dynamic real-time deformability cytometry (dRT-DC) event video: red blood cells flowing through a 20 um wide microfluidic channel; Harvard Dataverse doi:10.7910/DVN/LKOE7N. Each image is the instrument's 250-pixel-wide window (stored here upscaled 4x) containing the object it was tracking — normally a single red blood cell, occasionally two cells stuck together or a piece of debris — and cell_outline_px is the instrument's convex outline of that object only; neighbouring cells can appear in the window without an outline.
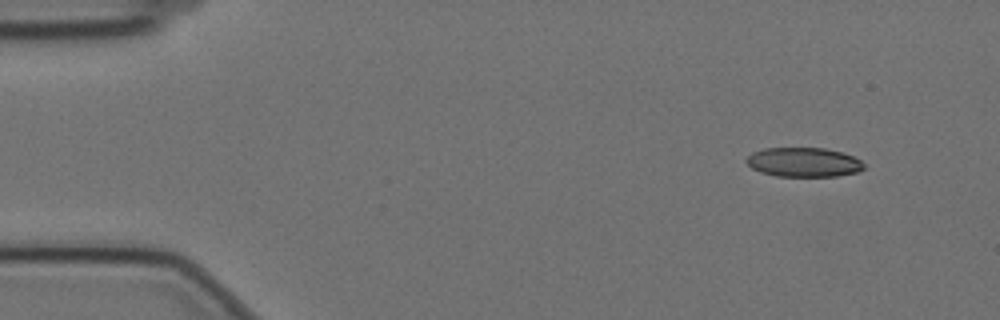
{"species": "Egyptian fruit bat (a non-hibernating species)", "species_latin": "Rousettus aegyptiacus", "temperature_condition": "cold", "stored_images_in_passage": 53, "camera_frame_rate_fps": 3000, "um_per_image_px": 0.085, "animal": {"sex": "female"}, "frame": {"image": 1, "passage_image": 1, "time_ms": 0.0, "image_size_px": [1000, 320], "cell_outline_px": [[864, 168], [856, 172], [836, 176], [776, 176], [760, 172], [752, 168], [744, 160], [752, 152], [764, 148], [824, 148], [840, 152], [852, 156], [860, 160], [864, 164]], "centroid_in_image_um": [68.27, 13.79], "position_along_channel_um": 16.7, "area_um2": 20.0}}
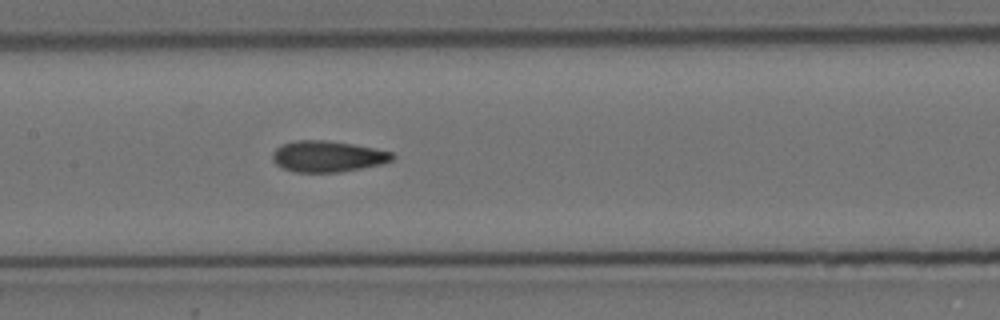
{"frame": {"image": 2, "passage_image": 23, "time_ms": 7.333, "image_size_px": [1000, 320], "cell_outline_px": [[396, 156], [392, 160], [380, 164], [340, 172], [296, 172], [284, 168], [276, 164], [272, 160], [272, 152], [276, 148], [284, 144], [296, 140], [324, 140], [352, 144], [392, 152]], "centroid_in_image_um": [27.83, 13.29], "position_along_channel_um": 179.6, "area_um2": 21.5}}
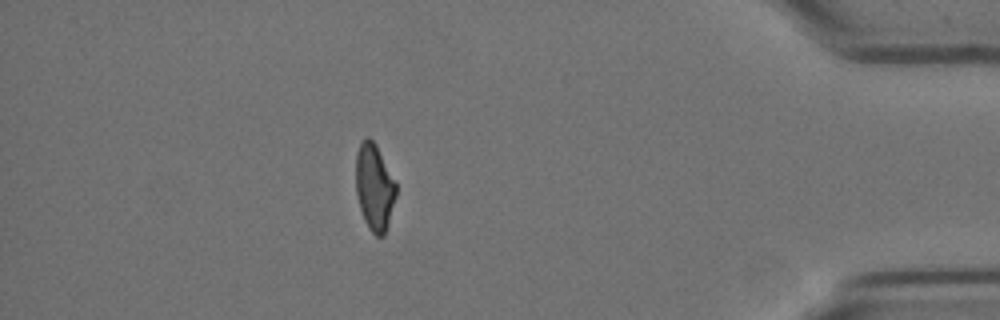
{"frame": {"image": 3, "passage_image": 46, "time_ms": 15.0, "image_size_px": [1000, 320], "cell_outline_px": [[396, 196], [388, 224], [384, 236], [376, 236], [368, 228], [364, 220], [360, 208], [356, 192], [356, 152], [360, 140], [368, 136], [376, 144], [396, 184]], "centroid_in_image_um": [31.81, 15.89], "position_along_channel_um": 403.4, "area_um2": 20.29}, "authors_computed_cell_mechanics": {"area_um2": 21.5016, "velocity_mm_per_s": 3.508, "shape_relaxation_time_tau1_ms": null, "shape_relaxation_time_tau2_ms": 2.927, "deformation_change_tau1": null, "deformation_change_tau2": 0.1054}}